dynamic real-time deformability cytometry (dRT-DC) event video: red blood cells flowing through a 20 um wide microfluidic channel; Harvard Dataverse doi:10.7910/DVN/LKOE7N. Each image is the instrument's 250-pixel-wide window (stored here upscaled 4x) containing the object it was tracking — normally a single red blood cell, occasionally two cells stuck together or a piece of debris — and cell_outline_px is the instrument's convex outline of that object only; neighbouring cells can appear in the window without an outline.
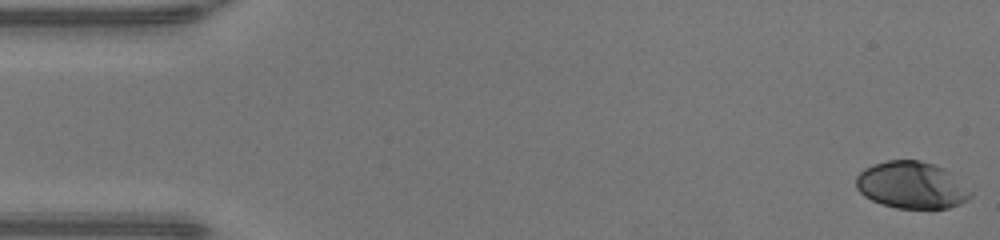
{"species": "human", "species_latin": "Homo sapiens", "temperature_condition": "warm", "stored_images_in_passage": 48, "camera_frame_rate_fps": 3000, "um_per_image_px": 0.085, "donor": {"sex": "male"}, "frame": {"image": 1, "passage_image": 1, "time_ms": 0.0, "image_size_px": [1000, 240], "cell_outline_px": [[972, 196], [968, 200], [960, 204], [948, 208], [896, 208], [872, 200], [864, 196], [856, 188], [856, 176], [864, 168], [872, 164], [888, 160], [920, 160], [944, 168], [952, 172], [972, 192]], "centroid_in_image_um": [77.5, 15.73], "position_along_channel_um": 7.5, "area_um2": 31.5}}
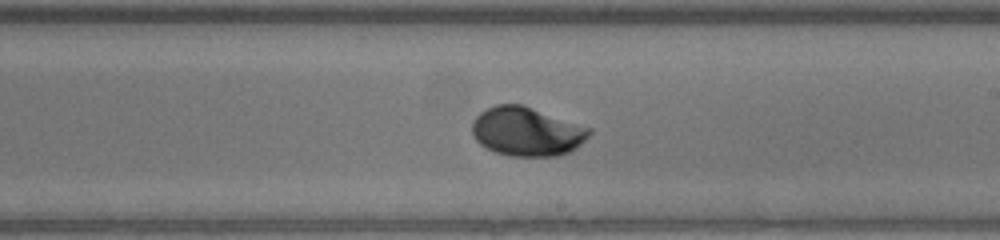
{"frame": {"image": 2, "passage_image": 28, "time_ms": 9.0, "image_size_px": [1000, 240], "cell_outline_px": [[592, 132], [576, 148], [568, 152], [556, 156], [512, 156], [496, 152], [480, 144], [476, 140], [472, 132], [472, 120], [480, 112], [496, 104], [524, 104], [592, 128]], "centroid_in_image_um": [44.78, 11.16], "position_along_channel_um": 244.2, "area_um2": 33.52}}
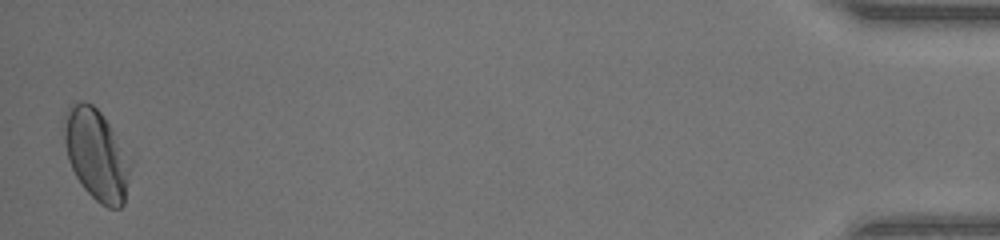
{"frame": {"image": 3, "passage_image": 48, "time_ms": 15.667, "image_size_px": [1000, 240], "cell_outline_px": [[132, 164], [124, 204], [120, 208], [108, 208], [100, 204], [84, 188], [76, 176], [68, 160], [64, 140], [64, 112], [72, 104], [80, 100], [84, 100], [92, 104], [100, 112], [108, 124]], "centroid_in_image_um": [8.18, 13.16], "position_along_channel_um": 427.0, "area_um2": 34.8}, "authors_computed_cell_mechanics": {"area_um2": 32.1079, "velocity_mm_per_s": 4.2681, "shape_relaxation_time_tau1_ms": 2.8397, "shape_relaxation_time_tau2_ms": null, "deformation_change_tau1": 0.1563, "deformation_change_tau2": null}}